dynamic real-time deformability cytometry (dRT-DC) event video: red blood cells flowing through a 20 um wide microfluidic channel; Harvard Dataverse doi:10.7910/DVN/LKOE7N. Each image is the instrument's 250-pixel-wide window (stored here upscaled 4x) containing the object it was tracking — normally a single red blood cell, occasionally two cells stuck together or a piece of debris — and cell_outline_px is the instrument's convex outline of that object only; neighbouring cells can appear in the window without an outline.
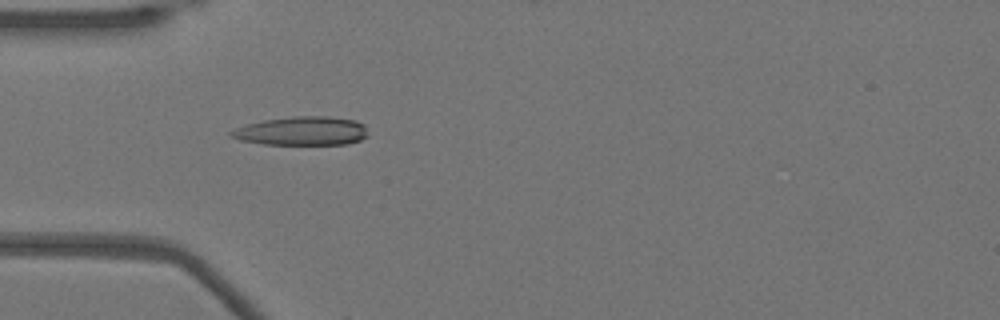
{"species": "Egyptian fruit bat (a non-hibernating species)", "species_latin": "Rousettus aegyptiacus", "temperature_condition": "warm", "stored_images_in_passage": 10, "camera_frame_rate_fps": 3000, "um_per_image_px": 0.085, "animal": {"sex": "female"}, "frame": {"image": 1, "passage_image": 8, "time_ms": 2.333, "image_size_px": [1000, 320], "cell_outline_px": [[368, 136], [360, 140], [348, 144], [264, 144], [240, 140], [228, 136], [228, 132], [236, 128], [248, 124], [264, 120], [296, 116], [328, 116], [356, 120], [364, 124]], "centroid_in_image_um": [25.67, 11.13], "position_along_channel_um": 59.3, "area_um2": 22.95}}